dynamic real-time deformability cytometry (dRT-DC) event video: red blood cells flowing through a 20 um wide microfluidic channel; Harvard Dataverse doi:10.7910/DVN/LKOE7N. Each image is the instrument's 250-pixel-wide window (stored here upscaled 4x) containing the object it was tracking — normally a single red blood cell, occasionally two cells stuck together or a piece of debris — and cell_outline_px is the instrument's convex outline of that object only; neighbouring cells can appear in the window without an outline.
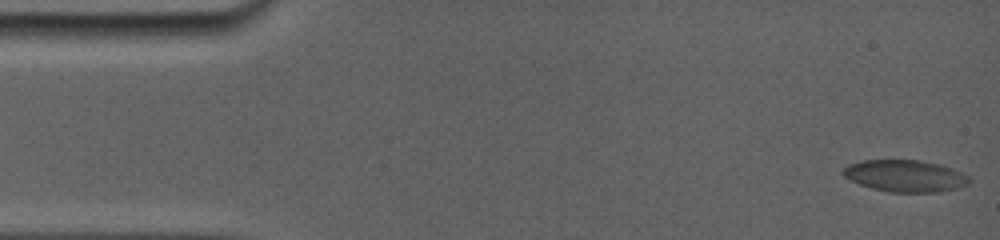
{"species": "common noctule bat (a hibernating species)", "species_latin": "Nyctalus noctula", "temperature_condition": "room temperature", "stored_images_in_passage": 11, "camera_frame_rate_fps": 5000, "um_per_image_px": 0.085, "animal": {"sex": "female", "body_mass_g": 19.0, "forearm_length_mm": 56.7}, "frame": {"image": 1, "passage_image": 1, "time_ms": 0.0, "image_size_px": [1000, 240], "cell_outline_px": [[968, 180], [964, 184], [952, 188], [936, 192], [892, 192], [872, 188], [860, 184], [844, 176], [844, 168], [852, 164], [868, 160], [916, 160], [948, 168], [968, 176]], "centroid_in_image_um": [76.86, 14.96], "position_along_channel_um": 8.1, "area_um2": 22.2}}
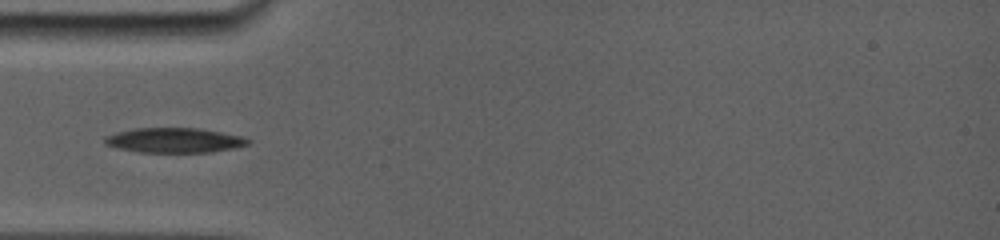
{"frame": {"image": 2, "passage_image": 7, "time_ms": 4.8, "image_size_px": [1000, 240], "cell_outline_px": [[248, 144], [232, 148], [212, 152], [140, 152], [120, 148], [108, 144], [104, 140], [108, 136], [120, 132], [136, 128], [192, 128], [216, 132], [236, 136], [248, 140]], "centroid_in_image_um": [14.79, 11.93], "position_along_channel_um": 70.2, "area_um2": 19.77}}
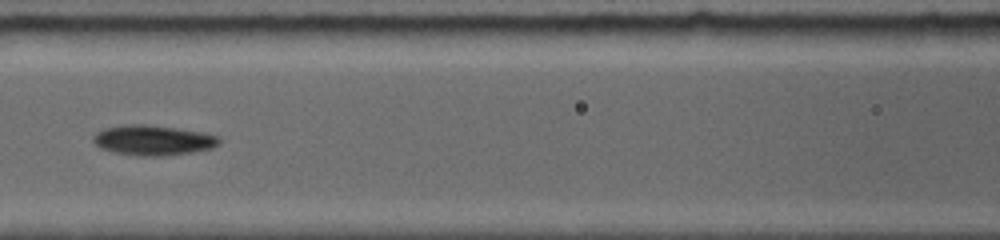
{"frame": {"image": 3, "passage_image": 10, "time_ms": 7.0, "image_size_px": [1000, 240], "cell_outline_px": [[220, 140], [216, 144], [208, 148], [192, 152], [152, 156], [144, 156], [116, 152], [100, 148], [96, 144], [96, 136], [100, 132], [108, 128], [172, 128], [196, 132], [216, 136]], "centroid_in_image_um": [13.06, 11.99], "position_along_channel_um": 153.5, "area_um2": 19.65}}